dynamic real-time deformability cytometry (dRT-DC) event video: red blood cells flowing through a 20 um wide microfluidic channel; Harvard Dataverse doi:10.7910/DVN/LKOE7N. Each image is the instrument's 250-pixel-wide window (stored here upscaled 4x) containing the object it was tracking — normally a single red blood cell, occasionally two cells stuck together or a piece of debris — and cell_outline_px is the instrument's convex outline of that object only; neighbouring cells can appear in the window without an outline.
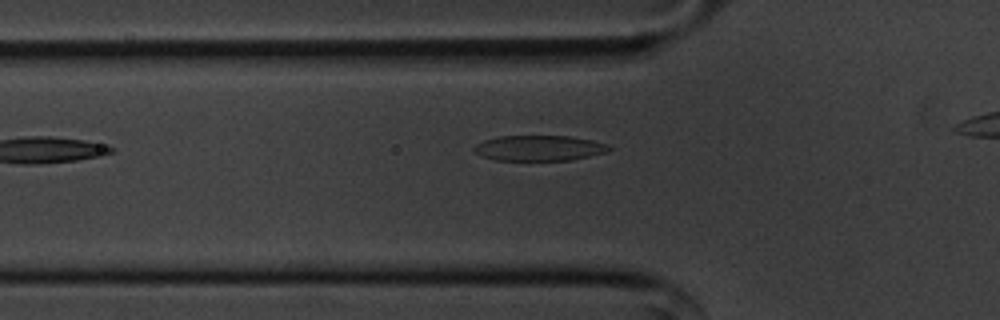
{"species": "common noctule bat (a hibernating species)", "species_latin": "Nyctalus noctula", "temperature_condition": "cold", "stored_images_in_passage": 10, "camera_frame_rate_fps": 3000, "um_per_image_px": 0.085, "animal": {"sex": "male", "body_mass_g": 20.1, "forearm_length_mm": 53.5}, "frame": {"image": 1, "passage_image": 2, "time_ms": 0.333, "image_size_px": [1000, 320], "cell_outline_px": [[612, 148], [608, 152], [572, 160], [496, 160], [480, 156], [472, 148], [476, 144], [484, 140], [500, 136], [568, 136], [592, 140], [608, 144]], "centroid_in_image_um": [45.84, 12.59], "position_along_channel_um": 80.0, "area_um2": 20.06}}
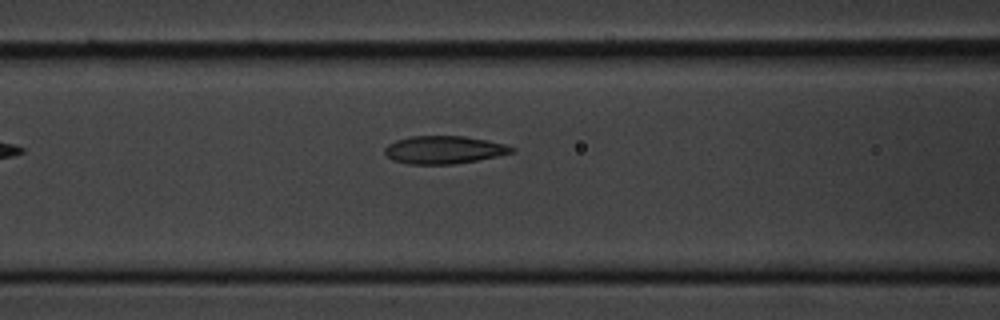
{"frame": {"image": 2, "passage_image": 6, "time_ms": 1.667, "image_size_px": [1000, 320], "cell_outline_px": [[516, 152], [476, 160], [452, 164], [408, 164], [392, 160], [384, 152], [384, 148], [388, 144], [396, 140], [412, 136], [464, 136], [488, 140], [504, 144], [516, 148]], "centroid_in_image_um": [37.74, 12.73], "position_along_channel_um": 128.9, "area_um2": 20.58}}
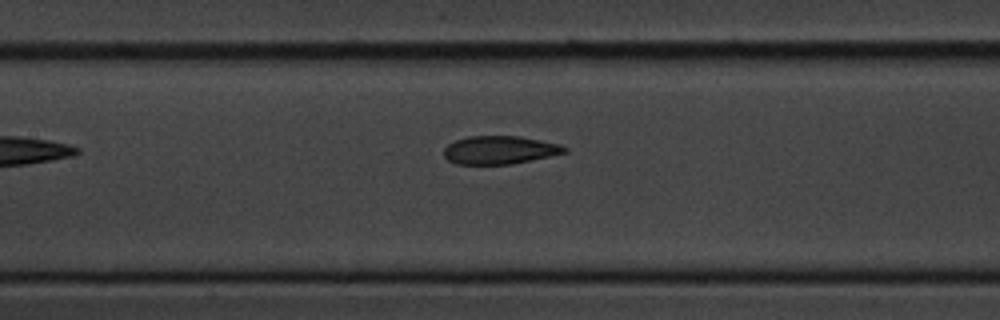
{"frame": {"image": 3, "passage_image": 9, "time_ms": 2.667, "image_size_px": [1000, 320], "cell_outline_px": [[568, 152], [512, 164], [456, 164], [448, 160], [444, 156], [444, 148], [448, 144], [456, 140], [468, 136], [520, 136], [560, 144], [568, 148]], "centroid_in_image_um": [42.47, 12.75], "position_along_channel_um": 164.9, "area_um2": 19.83}}